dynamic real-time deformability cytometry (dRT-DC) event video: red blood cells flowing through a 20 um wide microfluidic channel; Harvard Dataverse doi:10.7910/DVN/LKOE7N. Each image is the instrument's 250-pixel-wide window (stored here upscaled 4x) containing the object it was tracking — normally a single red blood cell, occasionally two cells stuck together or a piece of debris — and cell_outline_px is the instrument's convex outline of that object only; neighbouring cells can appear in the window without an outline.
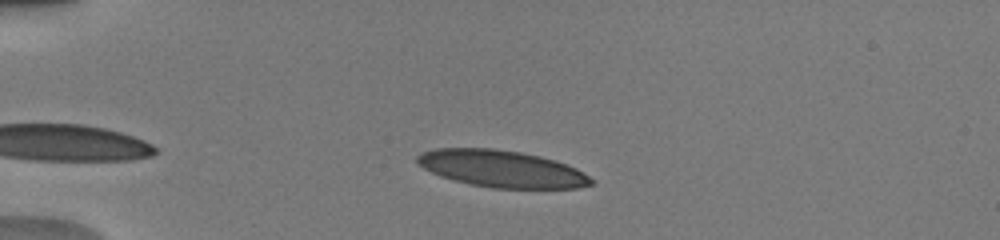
{"species": "human", "species_latin": "Homo sapiens", "temperature_condition": "warm", "stored_images_in_passage": 7, "camera_frame_rate_fps": 3000, "um_per_image_px": 0.085, "donor": {"sex": "male"}, "frame": {"image": 1, "passage_image": 3, "time_ms": 0.667, "image_size_px": [1000, 240], "cell_outline_px": [[596, 184], [580, 188], [492, 188], [452, 180], [440, 176], [416, 164], [416, 156], [424, 152], [436, 148], [492, 148], [520, 152], [540, 156], [556, 160], [576, 168], [584, 172], [596, 180]], "centroid_in_image_um": [42.69, 14.35], "position_along_channel_um": 42.3, "area_um2": 37.69}}
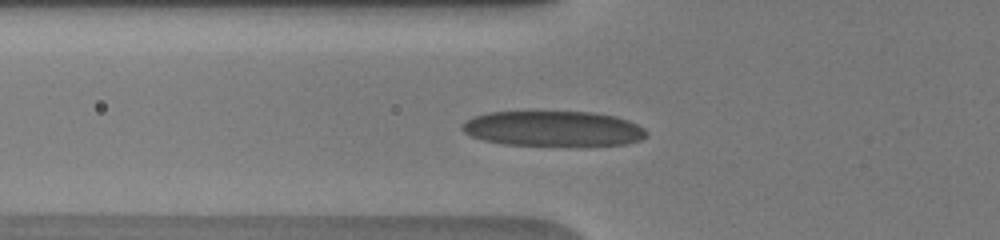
{"frame": {"image": 2, "passage_image": 7, "time_ms": 2.667, "image_size_px": [1000, 240], "cell_outline_px": [[648, 132], [640, 140], [624, 144], [504, 144], [484, 140], [472, 136], [464, 132], [460, 128], [468, 120], [476, 116], [488, 112], [592, 112], [616, 116], [628, 120], [644, 128]], "centroid_in_image_um": [47.02, 10.91], "position_along_channel_um": 78.8, "area_um2": 36.99}}